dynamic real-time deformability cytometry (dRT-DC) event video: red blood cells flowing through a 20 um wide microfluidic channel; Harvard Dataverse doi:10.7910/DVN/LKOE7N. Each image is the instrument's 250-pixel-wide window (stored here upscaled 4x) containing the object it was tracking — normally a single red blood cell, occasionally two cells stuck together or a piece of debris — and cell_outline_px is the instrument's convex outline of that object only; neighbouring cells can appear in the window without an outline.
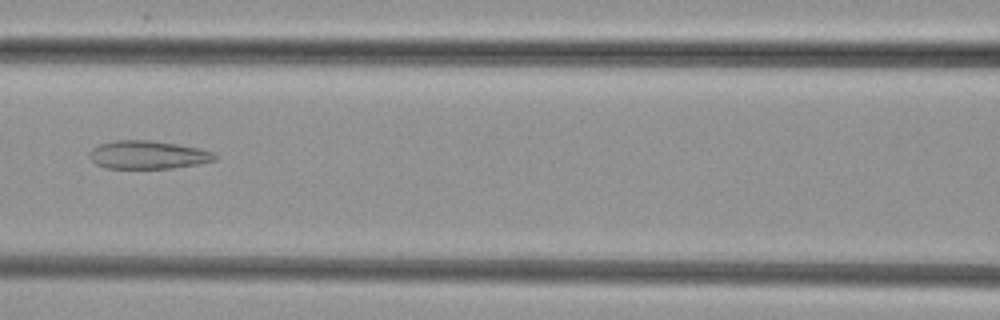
{"species": "common noctule bat (a hibernating species)", "species_latin": "Nyctalus noctula", "temperature_condition": "cold", "stored_images_in_passage": 30, "camera_frame_rate_fps": 3000, "um_per_image_px": 0.085, "animal": {"sex": "female", "body_mass_g": 29.2, "forearm_length_mm": 56.3}, "frame": {"image": 1, "passage_image": 11, "time_ms": 3.333, "image_size_px": [1000, 320], "cell_outline_px": [[216, 160], [196, 164], [172, 168], [104, 168], [96, 164], [88, 156], [88, 152], [92, 148], [100, 144], [116, 140], [148, 140], [176, 144], [200, 148], [212, 152], [216, 156]], "centroid_in_image_um": [12.53, 13.16], "position_along_channel_um": 154.1, "area_um2": 20.52}}
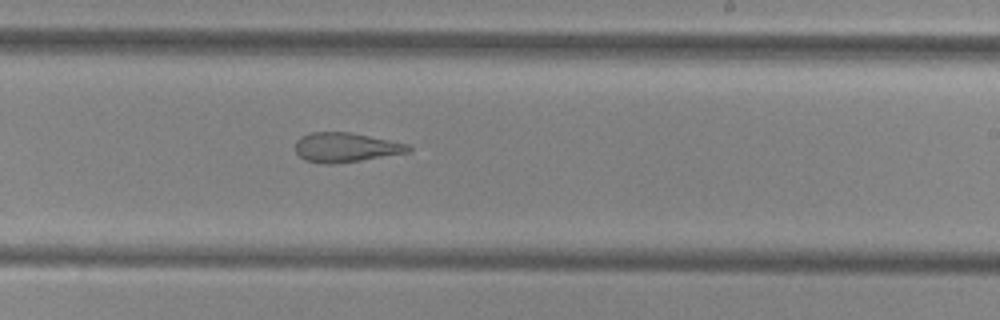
{"frame": {"image": 2, "passage_image": 19, "time_ms": 6.0, "image_size_px": [1000, 320], "cell_outline_px": [[412, 152], [360, 160], [328, 164], [324, 164], [304, 160], [296, 152], [296, 140], [300, 136], [312, 132], [348, 132], [408, 144], [412, 148]], "centroid_in_image_um": [29.37, 12.53], "position_along_channel_um": 259.6, "area_um2": 19.25}}
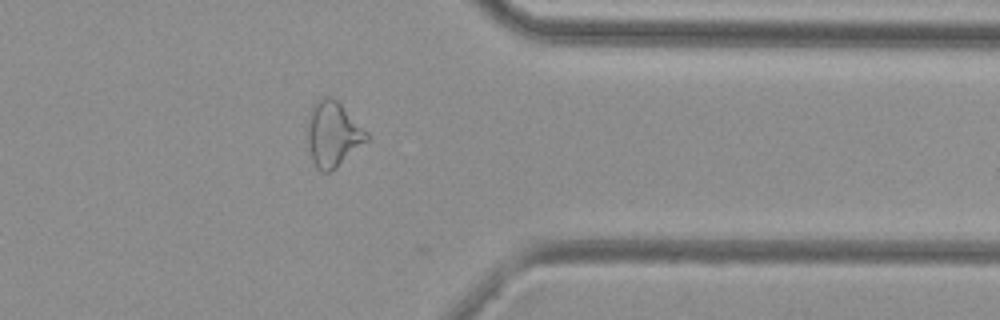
{"frame": {"image": 3, "passage_image": 29, "time_ms": 9.333, "image_size_px": [1000, 320], "cell_outline_px": [[368, 140], [336, 168], [328, 172], [320, 172], [316, 168], [312, 160], [304, 136], [304, 132], [308, 116], [312, 104], [320, 96], [332, 96], [368, 132]], "centroid_in_image_um": [28.22, 11.39], "position_along_channel_um": 383.2, "area_um2": 23.06}}